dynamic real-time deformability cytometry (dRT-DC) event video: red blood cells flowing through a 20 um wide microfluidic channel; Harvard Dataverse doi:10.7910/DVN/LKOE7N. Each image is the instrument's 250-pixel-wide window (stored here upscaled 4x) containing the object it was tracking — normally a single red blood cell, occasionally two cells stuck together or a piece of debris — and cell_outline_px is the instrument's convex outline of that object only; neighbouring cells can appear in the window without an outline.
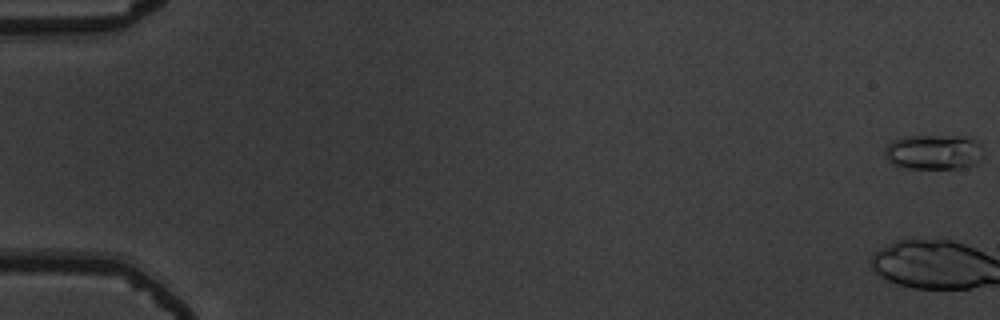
{"species": "common noctule bat (a hibernating species)", "species_latin": "Nyctalus noctula", "temperature_condition": "warm", "stored_images_in_passage": 7, "camera_frame_rate_fps": 3000, "um_per_image_px": 0.085, "animal": {"sex": "male", "body_mass_g": 19.5, "forearm_length_mm": 54.6}, "frame": {"image": 1, "passage_image": 1, "time_ms": 0.0, "image_size_px": [1000, 320], "cell_outline_px": [[984, 156], [976, 164], [964, 168], [900, 168], [892, 164], [888, 160], [884, 152], [888, 144], [892, 140], [904, 136], [972, 136], [980, 144]], "centroid_in_image_um": [79.4, 12.92], "position_along_channel_um": 5.6, "area_um2": 20.52}}